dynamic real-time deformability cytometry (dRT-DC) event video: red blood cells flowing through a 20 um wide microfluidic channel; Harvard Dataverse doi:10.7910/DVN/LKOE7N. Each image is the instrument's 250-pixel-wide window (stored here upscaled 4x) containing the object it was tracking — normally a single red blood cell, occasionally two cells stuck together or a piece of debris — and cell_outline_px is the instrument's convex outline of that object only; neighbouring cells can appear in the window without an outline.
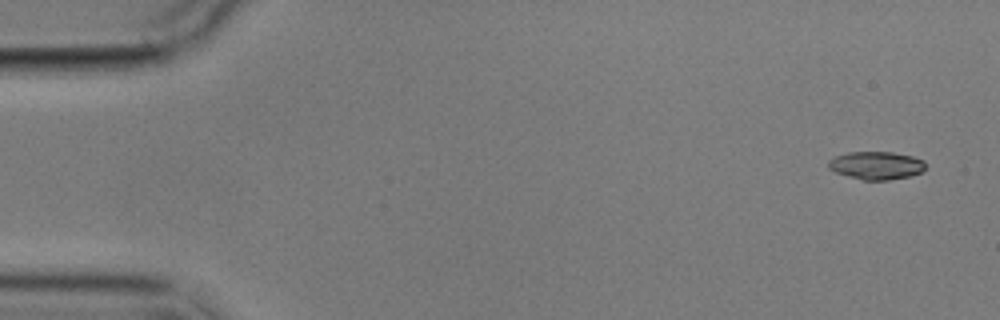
{"species": "common noctule bat (a hibernating species)", "species_latin": "Nyctalus noctula", "temperature_condition": "cold", "stored_images_in_passage": 5, "camera_frame_rate_fps": 3000, "um_per_image_px": 0.085, "animal": {"sex": "male", "body_mass_g": 17.9}, "frame": {"image": 1, "passage_image": 1, "time_ms": 0.0, "image_size_px": [1000, 320], "cell_outline_px": [[924, 168], [920, 172], [908, 176], [888, 180], [864, 180], [848, 176], [836, 172], [828, 168], [828, 160], [836, 156], [848, 152], [892, 152], [912, 156], [924, 160]], "centroid_in_image_um": [74.45, 14.05], "position_along_channel_um": 10.5, "area_um2": 15.66}}
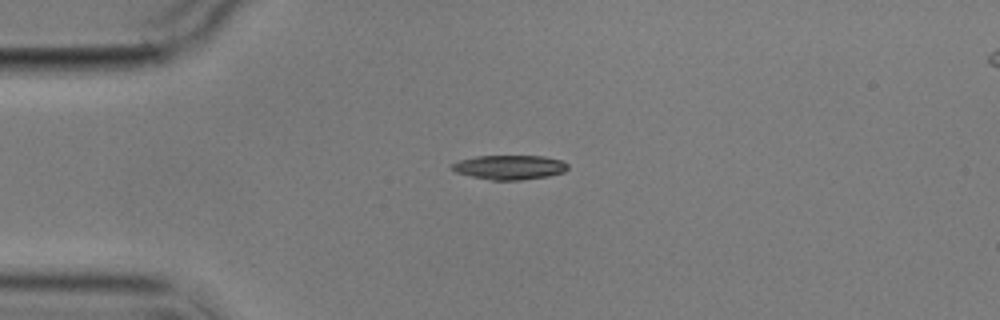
{"frame": {"image": 2, "passage_image": 4, "time_ms": 3.667, "image_size_px": [1000, 320], "cell_outline_px": [[568, 168], [564, 172], [548, 176], [520, 180], [492, 180], [472, 176], [456, 172], [452, 168], [452, 164], [460, 160], [476, 156], [544, 156], [560, 160], [568, 164]], "centroid_in_image_um": [43.34, 14.21], "position_along_channel_um": 41.7, "area_um2": 16.3}}